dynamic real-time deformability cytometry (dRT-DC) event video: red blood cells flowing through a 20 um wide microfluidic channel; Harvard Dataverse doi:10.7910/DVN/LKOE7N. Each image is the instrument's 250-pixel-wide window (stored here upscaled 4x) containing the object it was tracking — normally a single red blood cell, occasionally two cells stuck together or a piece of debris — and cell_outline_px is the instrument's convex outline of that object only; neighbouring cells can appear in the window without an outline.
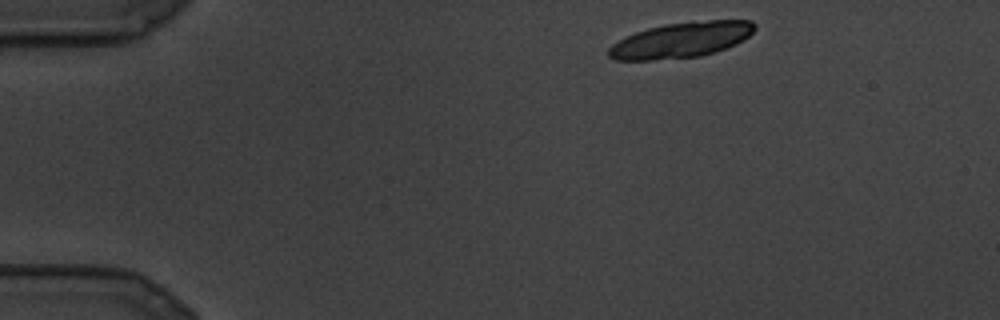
{"species": "common noctule bat (a hibernating species)", "species_latin": "Nyctalus noctula", "temperature_condition": "cold", "stored_images_in_passage": 5, "camera_frame_rate_fps": 3000, "um_per_image_px": 0.085, "animal": {"sex": "male", "body_mass_g": 19.5, "forearm_length_mm": 54.6}, "frame": {"image": 1, "passage_image": 1, "time_ms": 0.0, "image_size_px": [1000, 320], "cell_outline_px": [[756, 28], [748, 36], [736, 44], [700, 56], [652, 60], [616, 60], [608, 56], [608, 48], [612, 44], [636, 32], [648, 28], [664, 24], [708, 20], [752, 20], [756, 24]], "centroid_in_image_um": [57.9, 3.39], "position_along_channel_um": 27.1, "area_um2": 29.88}}